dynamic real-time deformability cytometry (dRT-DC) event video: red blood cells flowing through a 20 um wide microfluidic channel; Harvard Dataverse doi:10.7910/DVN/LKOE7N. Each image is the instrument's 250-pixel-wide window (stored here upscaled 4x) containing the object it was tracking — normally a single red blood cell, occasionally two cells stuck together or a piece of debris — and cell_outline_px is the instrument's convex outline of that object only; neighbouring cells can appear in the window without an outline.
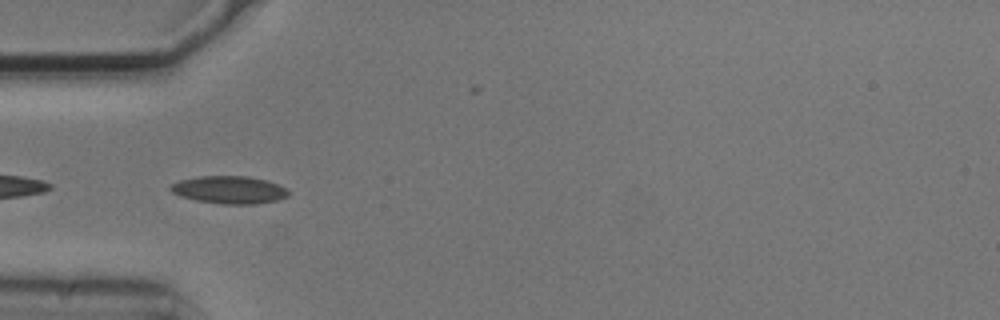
{"species": "common noctule bat (a hibernating species)", "species_latin": "Nyctalus noctula", "temperature_condition": "cold", "stored_images_in_passage": 5, "camera_frame_rate_fps": 3000, "um_per_image_px": 0.085, "animal": {"sex": "male", "body_mass_g": 20.5, "forearm_length_mm": 52.5}, "frame": {"image": 1, "passage_image": 5, "time_ms": 1.333, "image_size_px": [1000, 320], "cell_outline_px": [[288, 196], [276, 200], [256, 204], [220, 204], [196, 200], [180, 196], [172, 192], [168, 188], [172, 184], [180, 180], [196, 176], [248, 176], [268, 180], [280, 184], [288, 188]], "centroid_in_image_um": [19.51, 16.13], "position_along_channel_um": 65.5, "area_um2": 19.19}}